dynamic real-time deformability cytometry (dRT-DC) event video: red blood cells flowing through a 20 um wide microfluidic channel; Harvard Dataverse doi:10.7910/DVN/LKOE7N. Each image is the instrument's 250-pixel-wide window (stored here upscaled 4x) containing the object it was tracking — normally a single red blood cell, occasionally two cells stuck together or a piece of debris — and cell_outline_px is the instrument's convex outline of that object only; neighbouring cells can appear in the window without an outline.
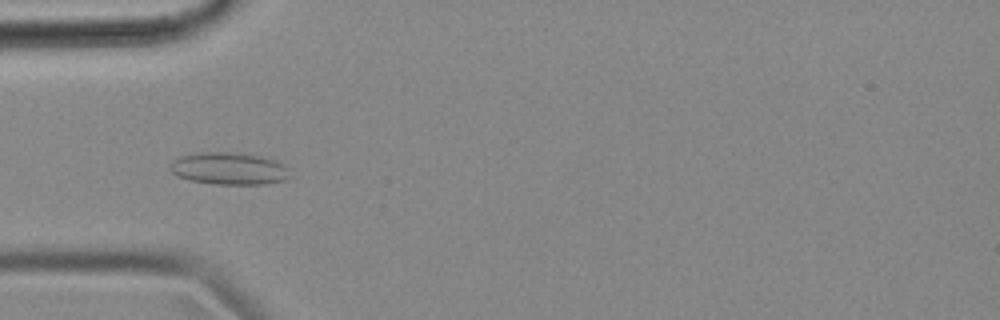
{"species": "common noctule bat (a hibernating species)", "species_latin": "Nyctalus noctula", "temperature_condition": "cold", "stored_images_in_passage": 6, "camera_frame_rate_fps": 3000, "um_per_image_px": 0.085, "animal": {"sex": "female", "body_mass_g": 18.4}, "frame": {"image": 1, "passage_image": 2, "time_ms": 0.333, "image_size_px": [1000, 320], "cell_outline_px": [[288, 176], [284, 180], [268, 184], [212, 184], [192, 180], [176, 176], [168, 168], [172, 160], [180, 156], [196, 152], [228, 152], [260, 156], [276, 160], [284, 164], [288, 168]], "centroid_in_image_um": [19.43, 14.32], "position_along_channel_um": 65.6, "area_um2": 22.6}}